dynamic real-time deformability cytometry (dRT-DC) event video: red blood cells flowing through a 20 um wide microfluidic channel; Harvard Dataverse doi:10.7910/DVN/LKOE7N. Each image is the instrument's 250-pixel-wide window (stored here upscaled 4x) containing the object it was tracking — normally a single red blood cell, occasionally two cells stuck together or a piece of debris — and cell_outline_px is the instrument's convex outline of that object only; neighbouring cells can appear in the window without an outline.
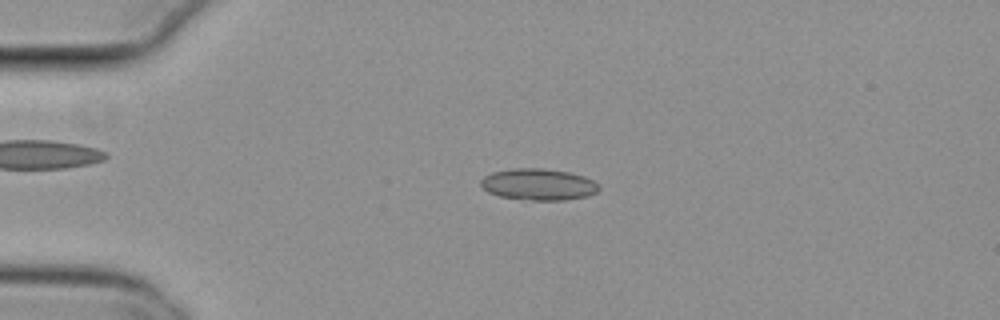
{"species": "common noctule bat (a hibernating species)", "species_latin": "Nyctalus noctula", "temperature_condition": "cold", "stored_images_in_passage": 43, "camera_frame_rate_fps": 3000, "um_per_image_px": 0.085, "animal": {"sex": "female", "body_mass_g": 29.2, "forearm_length_mm": 56.3}, "frame": {"image": 1, "passage_image": 2, "time_ms": 0.333, "image_size_px": [1000, 320], "cell_outline_px": [[600, 188], [596, 192], [588, 196], [564, 200], [532, 200], [500, 196], [488, 192], [480, 184], [480, 180], [484, 176], [492, 172], [512, 168], [544, 168], [568, 172], [584, 176], [600, 184]], "centroid_in_image_um": [45.78, 15.67], "position_along_channel_um": 39.2, "area_um2": 21.73}}
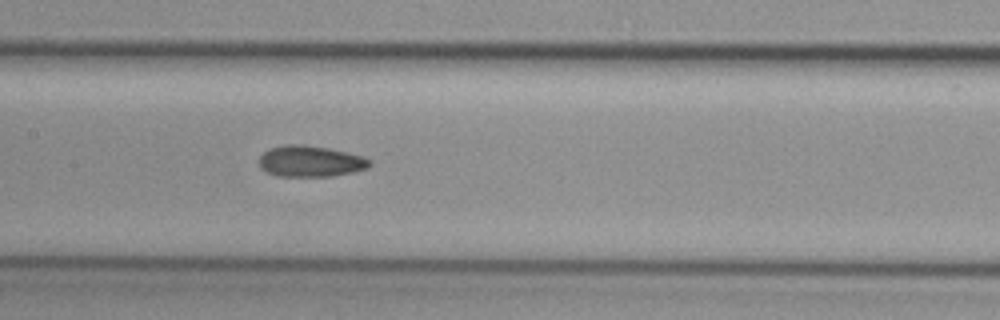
{"frame": {"image": 2, "passage_image": 16, "time_ms": 5.0, "image_size_px": [1000, 320], "cell_outline_px": [[372, 164], [368, 168], [352, 172], [332, 176], [276, 176], [260, 168], [260, 156], [268, 148], [288, 144], [304, 144], [328, 148], [348, 152], [364, 156], [372, 160]], "centroid_in_image_um": [26.41, 13.7], "position_along_channel_um": 181.0, "area_um2": 20.23}}
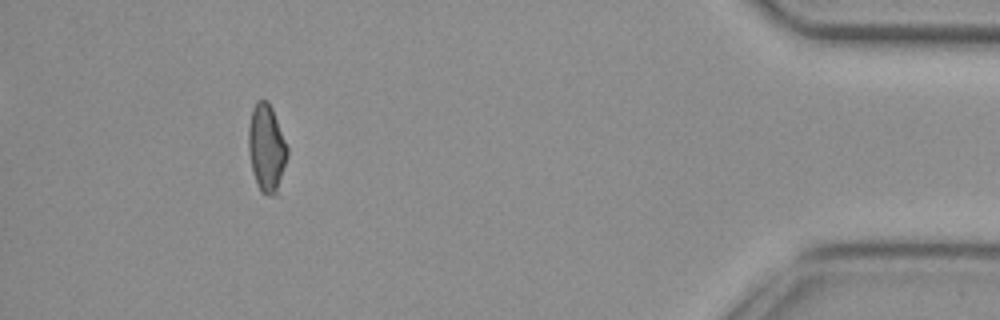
{"frame": {"image": 3, "passage_image": 39, "time_ms": 12.667, "image_size_px": [1000, 320], "cell_outline_px": [[288, 156], [280, 196], [276, 196], [260, 192], [256, 184], [252, 172], [248, 152], [248, 128], [252, 108], [256, 100], [264, 100], [272, 108], [288, 148]], "centroid_in_image_um": [22.67, 12.69], "position_along_channel_um": 412.5, "area_um2": 20.52}, "authors_computed_cell_mechanics": {"area_um2": 19.7676, "velocity_mm_per_s": 3.802, "shape_relaxation_time_tau1_ms": null, "shape_relaxation_time_tau2_ms": 3.6439, "deformation_change_tau1": null, "deformation_change_tau2": 0.1026}}